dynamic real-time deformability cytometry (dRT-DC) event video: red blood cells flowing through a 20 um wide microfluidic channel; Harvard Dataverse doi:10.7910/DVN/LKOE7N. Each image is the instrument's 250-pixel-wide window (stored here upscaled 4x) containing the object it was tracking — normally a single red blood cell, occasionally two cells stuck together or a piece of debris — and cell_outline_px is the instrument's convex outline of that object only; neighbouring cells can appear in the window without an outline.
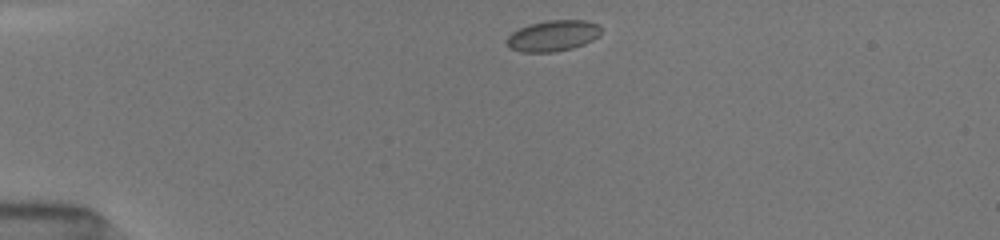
{"species": "common noctule bat (a hibernating species)", "species_latin": "Nyctalus noctula", "temperature_condition": "room temperature", "stored_images_in_passage": 40, "camera_frame_rate_fps": 3000, "um_per_image_px": 0.085, "animal": {"sex": "female", "body_mass_g": 19.5, "forearm_length_mm": 54.1}, "frame": {"image": 1, "passage_image": 1, "time_ms": 0.0, "image_size_px": [1000, 240], "cell_outline_px": [[600, 36], [584, 44], [572, 48], [556, 52], [520, 52], [512, 48], [504, 40], [512, 32], [528, 24], [548, 20], [588, 20], [596, 24], [600, 28]], "centroid_in_image_um": [46.99, 3.04], "position_along_channel_um": 38.0, "area_um2": 17.05}}
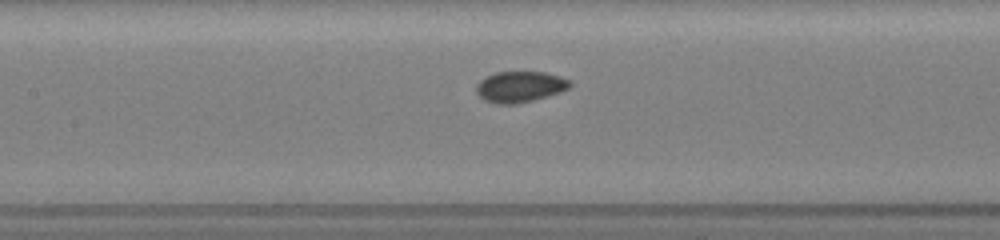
{"frame": {"image": 2, "passage_image": 14, "time_ms": 4.333, "image_size_px": [1000, 240], "cell_outline_px": [[572, 84], [568, 88], [560, 92], [532, 100], [516, 104], [496, 104], [484, 100], [476, 92], [476, 84], [484, 76], [496, 72], [544, 72], [560, 76], [568, 80]], "centroid_in_image_um": [44.15, 7.37], "position_along_channel_um": 163.2, "area_um2": 16.88}}
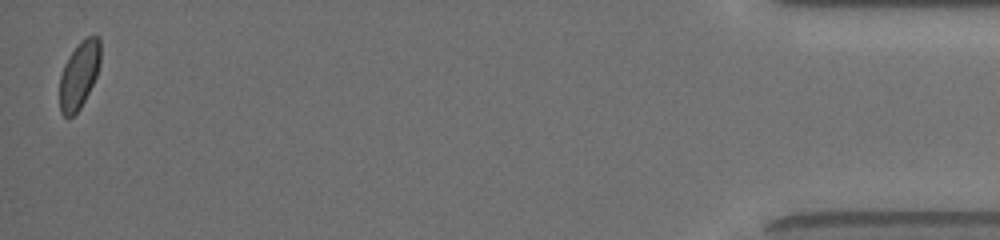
{"frame": {"image": 3, "passage_image": 40, "time_ms": 13.0, "image_size_px": [1000, 240], "cell_outline_px": [[100, 64], [96, 76], [80, 108], [68, 120], [60, 112], [60, 76], [64, 64], [68, 56], [88, 36], [96, 36], [100, 40]], "centroid_in_image_um": [6.71, 6.41], "position_along_channel_um": 428.5, "area_um2": 15.66}, "authors_computed_cell_mechanics": {"area_um2": 16.6464, "velocity_mm_per_s": 4.0037, "shape_relaxation_time_tau1_ms": 7.0279, "shape_relaxation_time_tau2_ms": 8.225, "deformation_change_tau1": 0.1022, "deformation_change_tau2": 0.0712}}